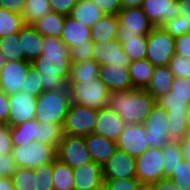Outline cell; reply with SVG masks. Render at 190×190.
<instances>
[{"mask_svg": "<svg viewBox=\"0 0 190 190\" xmlns=\"http://www.w3.org/2000/svg\"><path fill=\"white\" fill-rule=\"evenodd\" d=\"M32 65L41 77L43 91H58L67 87L72 63L69 48L60 38L43 36L42 54Z\"/></svg>", "mask_w": 190, "mask_h": 190, "instance_id": "6da1fadb", "label": "cell"}, {"mask_svg": "<svg viewBox=\"0 0 190 190\" xmlns=\"http://www.w3.org/2000/svg\"><path fill=\"white\" fill-rule=\"evenodd\" d=\"M156 99L145 89L110 92L108 108L117 113L126 125L144 124Z\"/></svg>", "mask_w": 190, "mask_h": 190, "instance_id": "7a4b0ae2", "label": "cell"}, {"mask_svg": "<svg viewBox=\"0 0 190 190\" xmlns=\"http://www.w3.org/2000/svg\"><path fill=\"white\" fill-rule=\"evenodd\" d=\"M72 104L101 110L108 107L110 91L99 77L67 82Z\"/></svg>", "mask_w": 190, "mask_h": 190, "instance_id": "3957f363", "label": "cell"}, {"mask_svg": "<svg viewBox=\"0 0 190 190\" xmlns=\"http://www.w3.org/2000/svg\"><path fill=\"white\" fill-rule=\"evenodd\" d=\"M70 104L68 87L58 91H43L37 96L35 119L63 126Z\"/></svg>", "mask_w": 190, "mask_h": 190, "instance_id": "277c9868", "label": "cell"}, {"mask_svg": "<svg viewBox=\"0 0 190 190\" xmlns=\"http://www.w3.org/2000/svg\"><path fill=\"white\" fill-rule=\"evenodd\" d=\"M11 156L18 168L34 169L56 159V149L38 141H31L30 144L12 146Z\"/></svg>", "mask_w": 190, "mask_h": 190, "instance_id": "5b68a950", "label": "cell"}, {"mask_svg": "<svg viewBox=\"0 0 190 190\" xmlns=\"http://www.w3.org/2000/svg\"><path fill=\"white\" fill-rule=\"evenodd\" d=\"M175 54V37L161 26L153 27L147 35L146 59L156 66H167Z\"/></svg>", "mask_w": 190, "mask_h": 190, "instance_id": "8992f818", "label": "cell"}, {"mask_svg": "<svg viewBox=\"0 0 190 190\" xmlns=\"http://www.w3.org/2000/svg\"><path fill=\"white\" fill-rule=\"evenodd\" d=\"M98 110L78 104H70L65 116L63 134L84 137L94 133Z\"/></svg>", "mask_w": 190, "mask_h": 190, "instance_id": "52a82bcc", "label": "cell"}, {"mask_svg": "<svg viewBox=\"0 0 190 190\" xmlns=\"http://www.w3.org/2000/svg\"><path fill=\"white\" fill-rule=\"evenodd\" d=\"M164 157L159 148H149L136 158V178L149 185L164 178Z\"/></svg>", "mask_w": 190, "mask_h": 190, "instance_id": "ba28073f", "label": "cell"}, {"mask_svg": "<svg viewBox=\"0 0 190 190\" xmlns=\"http://www.w3.org/2000/svg\"><path fill=\"white\" fill-rule=\"evenodd\" d=\"M56 158L72 169L93 162L87 150L84 138L65 134H63L56 148Z\"/></svg>", "mask_w": 190, "mask_h": 190, "instance_id": "9c48e42d", "label": "cell"}, {"mask_svg": "<svg viewBox=\"0 0 190 190\" xmlns=\"http://www.w3.org/2000/svg\"><path fill=\"white\" fill-rule=\"evenodd\" d=\"M167 119V111L156 103L143 124L148 136L149 148L162 149L170 141Z\"/></svg>", "mask_w": 190, "mask_h": 190, "instance_id": "30bf717a", "label": "cell"}, {"mask_svg": "<svg viewBox=\"0 0 190 190\" xmlns=\"http://www.w3.org/2000/svg\"><path fill=\"white\" fill-rule=\"evenodd\" d=\"M117 17L119 20L117 38H123V35H148L153 28L141 7L122 8Z\"/></svg>", "mask_w": 190, "mask_h": 190, "instance_id": "8fae6325", "label": "cell"}, {"mask_svg": "<svg viewBox=\"0 0 190 190\" xmlns=\"http://www.w3.org/2000/svg\"><path fill=\"white\" fill-rule=\"evenodd\" d=\"M32 62L6 61L0 69V90L10 96L24 90V80Z\"/></svg>", "mask_w": 190, "mask_h": 190, "instance_id": "7c38bea8", "label": "cell"}, {"mask_svg": "<svg viewBox=\"0 0 190 190\" xmlns=\"http://www.w3.org/2000/svg\"><path fill=\"white\" fill-rule=\"evenodd\" d=\"M147 137L143 124L126 125L116 141L117 149L136 159L149 149Z\"/></svg>", "mask_w": 190, "mask_h": 190, "instance_id": "4fadbf2b", "label": "cell"}, {"mask_svg": "<svg viewBox=\"0 0 190 190\" xmlns=\"http://www.w3.org/2000/svg\"><path fill=\"white\" fill-rule=\"evenodd\" d=\"M9 116L7 125L17 126L25 121L35 119L37 97L28 93L16 92L8 96Z\"/></svg>", "mask_w": 190, "mask_h": 190, "instance_id": "5bb4252c", "label": "cell"}, {"mask_svg": "<svg viewBox=\"0 0 190 190\" xmlns=\"http://www.w3.org/2000/svg\"><path fill=\"white\" fill-rule=\"evenodd\" d=\"M102 170L103 180L136 178V159L117 149Z\"/></svg>", "mask_w": 190, "mask_h": 190, "instance_id": "9a60e30c", "label": "cell"}, {"mask_svg": "<svg viewBox=\"0 0 190 190\" xmlns=\"http://www.w3.org/2000/svg\"><path fill=\"white\" fill-rule=\"evenodd\" d=\"M141 9L153 27L179 16L178 0H144Z\"/></svg>", "mask_w": 190, "mask_h": 190, "instance_id": "2e32d148", "label": "cell"}, {"mask_svg": "<svg viewBox=\"0 0 190 190\" xmlns=\"http://www.w3.org/2000/svg\"><path fill=\"white\" fill-rule=\"evenodd\" d=\"M92 59L100 65H130L119 40L93 43Z\"/></svg>", "mask_w": 190, "mask_h": 190, "instance_id": "e0dca14e", "label": "cell"}, {"mask_svg": "<svg viewBox=\"0 0 190 190\" xmlns=\"http://www.w3.org/2000/svg\"><path fill=\"white\" fill-rule=\"evenodd\" d=\"M129 65H100L98 77L110 92L134 89L129 74Z\"/></svg>", "mask_w": 190, "mask_h": 190, "instance_id": "ac0fdd59", "label": "cell"}, {"mask_svg": "<svg viewBox=\"0 0 190 190\" xmlns=\"http://www.w3.org/2000/svg\"><path fill=\"white\" fill-rule=\"evenodd\" d=\"M125 126L124 120L107 107L98 110L94 133L116 142Z\"/></svg>", "mask_w": 190, "mask_h": 190, "instance_id": "d6986e66", "label": "cell"}, {"mask_svg": "<svg viewBox=\"0 0 190 190\" xmlns=\"http://www.w3.org/2000/svg\"><path fill=\"white\" fill-rule=\"evenodd\" d=\"M73 176L74 190H93L104 182L102 165L95 162L73 168Z\"/></svg>", "mask_w": 190, "mask_h": 190, "instance_id": "ffe728a7", "label": "cell"}, {"mask_svg": "<svg viewBox=\"0 0 190 190\" xmlns=\"http://www.w3.org/2000/svg\"><path fill=\"white\" fill-rule=\"evenodd\" d=\"M93 162L104 165L117 151L116 142L92 133L83 137Z\"/></svg>", "mask_w": 190, "mask_h": 190, "instance_id": "44dd1931", "label": "cell"}, {"mask_svg": "<svg viewBox=\"0 0 190 190\" xmlns=\"http://www.w3.org/2000/svg\"><path fill=\"white\" fill-rule=\"evenodd\" d=\"M18 40L27 61L33 62L42 54L43 36L33 25L24 24L18 32Z\"/></svg>", "mask_w": 190, "mask_h": 190, "instance_id": "7402d4cb", "label": "cell"}, {"mask_svg": "<svg viewBox=\"0 0 190 190\" xmlns=\"http://www.w3.org/2000/svg\"><path fill=\"white\" fill-rule=\"evenodd\" d=\"M60 39L70 49L77 44L93 43L91 40V28L82 25L81 22L66 16Z\"/></svg>", "mask_w": 190, "mask_h": 190, "instance_id": "603a6c76", "label": "cell"}, {"mask_svg": "<svg viewBox=\"0 0 190 190\" xmlns=\"http://www.w3.org/2000/svg\"><path fill=\"white\" fill-rule=\"evenodd\" d=\"M175 76L170 71L169 66H156L151 76L150 82L145 88L155 99L171 91Z\"/></svg>", "mask_w": 190, "mask_h": 190, "instance_id": "cb8c5ba5", "label": "cell"}, {"mask_svg": "<svg viewBox=\"0 0 190 190\" xmlns=\"http://www.w3.org/2000/svg\"><path fill=\"white\" fill-rule=\"evenodd\" d=\"M119 29L117 15H104L91 27V40L93 43L115 41Z\"/></svg>", "mask_w": 190, "mask_h": 190, "instance_id": "d4e9b609", "label": "cell"}, {"mask_svg": "<svg viewBox=\"0 0 190 190\" xmlns=\"http://www.w3.org/2000/svg\"><path fill=\"white\" fill-rule=\"evenodd\" d=\"M69 16L81 22L82 25L91 28L104 16V14L93 2L89 0H79L73 7Z\"/></svg>", "mask_w": 190, "mask_h": 190, "instance_id": "484cf974", "label": "cell"}, {"mask_svg": "<svg viewBox=\"0 0 190 190\" xmlns=\"http://www.w3.org/2000/svg\"><path fill=\"white\" fill-rule=\"evenodd\" d=\"M66 15L50 12L33 24L41 36L60 38Z\"/></svg>", "mask_w": 190, "mask_h": 190, "instance_id": "4316f807", "label": "cell"}, {"mask_svg": "<svg viewBox=\"0 0 190 190\" xmlns=\"http://www.w3.org/2000/svg\"><path fill=\"white\" fill-rule=\"evenodd\" d=\"M117 40L122 43L123 50L131 62L146 59L147 35H123V38Z\"/></svg>", "mask_w": 190, "mask_h": 190, "instance_id": "83f0119b", "label": "cell"}, {"mask_svg": "<svg viewBox=\"0 0 190 190\" xmlns=\"http://www.w3.org/2000/svg\"><path fill=\"white\" fill-rule=\"evenodd\" d=\"M12 146L30 144L31 141H38V121L31 119L17 126L10 127Z\"/></svg>", "mask_w": 190, "mask_h": 190, "instance_id": "f1b7e54d", "label": "cell"}, {"mask_svg": "<svg viewBox=\"0 0 190 190\" xmlns=\"http://www.w3.org/2000/svg\"><path fill=\"white\" fill-rule=\"evenodd\" d=\"M134 89H145L150 82L155 66L147 59L132 61L128 66Z\"/></svg>", "mask_w": 190, "mask_h": 190, "instance_id": "f546056e", "label": "cell"}, {"mask_svg": "<svg viewBox=\"0 0 190 190\" xmlns=\"http://www.w3.org/2000/svg\"><path fill=\"white\" fill-rule=\"evenodd\" d=\"M167 123L169 125V139L181 141L188 135L187 110H167Z\"/></svg>", "mask_w": 190, "mask_h": 190, "instance_id": "4dcf8cb0", "label": "cell"}, {"mask_svg": "<svg viewBox=\"0 0 190 190\" xmlns=\"http://www.w3.org/2000/svg\"><path fill=\"white\" fill-rule=\"evenodd\" d=\"M161 150L164 157V177H169L184 160L180 141L170 140Z\"/></svg>", "mask_w": 190, "mask_h": 190, "instance_id": "1f68e13d", "label": "cell"}, {"mask_svg": "<svg viewBox=\"0 0 190 190\" xmlns=\"http://www.w3.org/2000/svg\"><path fill=\"white\" fill-rule=\"evenodd\" d=\"M53 187L54 190H74L73 169L57 158L54 160Z\"/></svg>", "mask_w": 190, "mask_h": 190, "instance_id": "d6a6232c", "label": "cell"}, {"mask_svg": "<svg viewBox=\"0 0 190 190\" xmlns=\"http://www.w3.org/2000/svg\"><path fill=\"white\" fill-rule=\"evenodd\" d=\"M50 12L49 0H25L21 16L24 24L33 25Z\"/></svg>", "mask_w": 190, "mask_h": 190, "instance_id": "836d02e7", "label": "cell"}, {"mask_svg": "<svg viewBox=\"0 0 190 190\" xmlns=\"http://www.w3.org/2000/svg\"><path fill=\"white\" fill-rule=\"evenodd\" d=\"M0 54L5 58V61H27L21 51L18 34L0 38Z\"/></svg>", "mask_w": 190, "mask_h": 190, "instance_id": "e575fe53", "label": "cell"}, {"mask_svg": "<svg viewBox=\"0 0 190 190\" xmlns=\"http://www.w3.org/2000/svg\"><path fill=\"white\" fill-rule=\"evenodd\" d=\"M23 25L24 23L20 14L0 8V38L18 34Z\"/></svg>", "mask_w": 190, "mask_h": 190, "instance_id": "d590c367", "label": "cell"}, {"mask_svg": "<svg viewBox=\"0 0 190 190\" xmlns=\"http://www.w3.org/2000/svg\"><path fill=\"white\" fill-rule=\"evenodd\" d=\"M100 64L93 59L74 63L71 66L70 76L67 82H77L81 79L97 78L99 74Z\"/></svg>", "mask_w": 190, "mask_h": 190, "instance_id": "8d00e7d4", "label": "cell"}, {"mask_svg": "<svg viewBox=\"0 0 190 190\" xmlns=\"http://www.w3.org/2000/svg\"><path fill=\"white\" fill-rule=\"evenodd\" d=\"M62 137V125L38 122V142L49 144L56 149Z\"/></svg>", "mask_w": 190, "mask_h": 190, "instance_id": "74e56055", "label": "cell"}, {"mask_svg": "<svg viewBox=\"0 0 190 190\" xmlns=\"http://www.w3.org/2000/svg\"><path fill=\"white\" fill-rule=\"evenodd\" d=\"M54 161L41 164L33 169L35 190H54L53 187Z\"/></svg>", "mask_w": 190, "mask_h": 190, "instance_id": "f35d334b", "label": "cell"}, {"mask_svg": "<svg viewBox=\"0 0 190 190\" xmlns=\"http://www.w3.org/2000/svg\"><path fill=\"white\" fill-rule=\"evenodd\" d=\"M14 190H35V176L33 169L17 168L11 176Z\"/></svg>", "mask_w": 190, "mask_h": 190, "instance_id": "ab89813d", "label": "cell"}, {"mask_svg": "<svg viewBox=\"0 0 190 190\" xmlns=\"http://www.w3.org/2000/svg\"><path fill=\"white\" fill-rule=\"evenodd\" d=\"M168 178L178 190H190V162L184 159Z\"/></svg>", "mask_w": 190, "mask_h": 190, "instance_id": "60d3db41", "label": "cell"}, {"mask_svg": "<svg viewBox=\"0 0 190 190\" xmlns=\"http://www.w3.org/2000/svg\"><path fill=\"white\" fill-rule=\"evenodd\" d=\"M161 27L176 38L190 32V20L177 16L164 22Z\"/></svg>", "mask_w": 190, "mask_h": 190, "instance_id": "b9f144b4", "label": "cell"}, {"mask_svg": "<svg viewBox=\"0 0 190 190\" xmlns=\"http://www.w3.org/2000/svg\"><path fill=\"white\" fill-rule=\"evenodd\" d=\"M20 92L24 94L28 93L36 97L43 92L41 77L33 65L30 66L27 76L24 80V90H20Z\"/></svg>", "mask_w": 190, "mask_h": 190, "instance_id": "7bdbcfd3", "label": "cell"}, {"mask_svg": "<svg viewBox=\"0 0 190 190\" xmlns=\"http://www.w3.org/2000/svg\"><path fill=\"white\" fill-rule=\"evenodd\" d=\"M168 66L175 77L190 78V57L175 53L169 60Z\"/></svg>", "mask_w": 190, "mask_h": 190, "instance_id": "ee69618b", "label": "cell"}, {"mask_svg": "<svg viewBox=\"0 0 190 190\" xmlns=\"http://www.w3.org/2000/svg\"><path fill=\"white\" fill-rule=\"evenodd\" d=\"M168 97H178L185 100L187 105L190 104V78L175 77L171 91L168 92Z\"/></svg>", "mask_w": 190, "mask_h": 190, "instance_id": "f6af8a7d", "label": "cell"}, {"mask_svg": "<svg viewBox=\"0 0 190 190\" xmlns=\"http://www.w3.org/2000/svg\"><path fill=\"white\" fill-rule=\"evenodd\" d=\"M93 43L77 44L69 49L71 63L85 62L92 59Z\"/></svg>", "mask_w": 190, "mask_h": 190, "instance_id": "bcb514c9", "label": "cell"}, {"mask_svg": "<svg viewBox=\"0 0 190 190\" xmlns=\"http://www.w3.org/2000/svg\"><path fill=\"white\" fill-rule=\"evenodd\" d=\"M109 190H138L142 184L137 178L104 180Z\"/></svg>", "mask_w": 190, "mask_h": 190, "instance_id": "7dc6e473", "label": "cell"}, {"mask_svg": "<svg viewBox=\"0 0 190 190\" xmlns=\"http://www.w3.org/2000/svg\"><path fill=\"white\" fill-rule=\"evenodd\" d=\"M156 103L160 105L164 110H187V104L185 100L178 97H168L167 94H163L156 99Z\"/></svg>", "mask_w": 190, "mask_h": 190, "instance_id": "c3c4849f", "label": "cell"}, {"mask_svg": "<svg viewBox=\"0 0 190 190\" xmlns=\"http://www.w3.org/2000/svg\"><path fill=\"white\" fill-rule=\"evenodd\" d=\"M93 2L104 15H117L122 9L121 0H89Z\"/></svg>", "mask_w": 190, "mask_h": 190, "instance_id": "681fc988", "label": "cell"}, {"mask_svg": "<svg viewBox=\"0 0 190 190\" xmlns=\"http://www.w3.org/2000/svg\"><path fill=\"white\" fill-rule=\"evenodd\" d=\"M79 0H49L51 12L70 15L73 7Z\"/></svg>", "mask_w": 190, "mask_h": 190, "instance_id": "f907efd6", "label": "cell"}, {"mask_svg": "<svg viewBox=\"0 0 190 190\" xmlns=\"http://www.w3.org/2000/svg\"><path fill=\"white\" fill-rule=\"evenodd\" d=\"M11 150L10 127L7 124H0V156L11 154Z\"/></svg>", "mask_w": 190, "mask_h": 190, "instance_id": "816d5d0a", "label": "cell"}, {"mask_svg": "<svg viewBox=\"0 0 190 190\" xmlns=\"http://www.w3.org/2000/svg\"><path fill=\"white\" fill-rule=\"evenodd\" d=\"M17 168L11 154L0 156V178H11Z\"/></svg>", "mask_w": 190, "mask_h": 190, "instance_id": "f5cc1de1", "label": "cell"}, {"mask_svg": "<svg viewBox=\"0 0 190 190\" xmlns=\"http://www.w3.org/2000/svg\"><path fill=\"white\" fill-rule=\"evenodd\" d=\"M175 53L190 57V32L175 38Z\"/></svg>", "mask_w": 190, "mask_h": 190, "instance_id": "db71d44e", "label": "cell"}, {"mask_svg": "<svg viewBox=\"0 0 190 190\" xmlns=\"http://www.w3.org/2000/svg\"><path fill=\"white\" fill-rule=\"evenodd\" d=\"M25 0H0V8L7 9L16 14H22Z\"/></svg>", "mask_w": 190, "mask_h": 190, "instance_id": "11a10c76", "label": "cell"}, {"mask_svg": "<svg viewBox=\"0 0 190 190\" xmlns=\"http://www.w3.org/2000/svg\"><path fill=\"white\" fill-rule=\"evenodd\" d=\"M9 116L8 95L0 90V124H6Z\"/></svg>", "mask_w": 190, "mask_h": 190, "instance_id": "9f6ffc18", "label": "cell"}, {"mask_svg": "<svg viewBox=\"0 0 190 190\" xmlns=\"http://www.w3.org/2000/svg\"><path fill=\"white\" fill-rule=\"evenodd\" d=\"M148 187L150 190H178L173 181L168 177H164L157 182L151 183Z\"/></svg>", "mask_w": 190, "mask_h": 190, "instance_id": "6f0895ef", "label": "cell"}, {"mask_svg": "<svg viewBox=\"0 0 190 190\" xmlns=\"http://www.w3.org/2000/svg\"><path fill=\"white\" fill-rule=\"evenodd\" d=\"M179 16L190 20V0H178Z\"/></svg>", "mask_w": 190, "mask_h": 190, "instance_id": "680465c9", "label": "cell"}, {"mask_svg": "<svg viewBox=\"0 0 190 190\" xmlns=\"http://www.w3.org/2000/svg\"><path fill=\"white\" fill-rule=\"evenodd\" d=\"M184 159L190 162V135L188 134L180 141Z\"/></svg>", "mask_w": 190, "mask_h": 190, "instance_id": "91938a15", "label": "cell"}, {"mask_svg": "<svg viewBox=\"0 0 190 190\" xmlns=\"http://www.w3.org/2000/svg\"><path fill=\"white\" fill-rule=\"evenodd\" d=\"M0 190H14L11 178H0Z\"/></svg>", "mask_w": 190, "mask_h": 190, "instance_id": "94428289", "label": "cell"}, {"mask_svg": "<svg viewBox=\"0 0 190 190\" xmlns=\"http://www.w3.org/2000/svg\"><path fill=\"white\" fill-rule=\"evenodd\" d=\"M144 0H121L122 8L125 7H141Z\"/></svg>", "mask_w": 190, "mask_h": 190, "instance_id": "6125c7cd", "label": "cell"}, {"mask_svg": "<svg viewBox=\"0 0 190 190\" xmlns=\"http://www.w3.org/2000/svg\"><path fill=\"white\" fill-rule=\"evenodd\" d=\"M187 129L188 134L190 135V104L187 106Z\"/></svg>", "mask_w": 190, "mask_h": 190, "instance_id": "be15d7a7", "label": "cell"}, {"mask_svg": "<svg viewBox=\"0 0 190 190\" xmlns=\"http://www.w3.org/2000/svg\"><path fill=\"white\" fill-rule=\"evenodd\" d=\"M93 190H109L107 184L105 182L101 183L98 187L94 188Z\"/></svg>", "mask_w": 190, "mask_h": 190, "instance_id": "e7e4bbea", "label": "cell"}, {"mask_svg": "<svg viewBox=\"0 0 190 190\" xmlns=\"http://www.w3.org/2000/svg\"><path fill=\"white\" fill-rule=\"evenodd\" d=\"M5 62V58L0 54V69L4 66Z\"/></svg>", "mask_w": 190, "mask_h": 190, "instance_id": "03108f58", "label": "cell"}, {"mask_svg": "<svg viewBox=\"0 0 190 190\" xmlns=\"http://www.w3.org/2000/svg\"><path fill=\"white\" fill-rule=\"evenodd\" d=\"M138 190H150L148 185H142Z\"/></svg>", "mask_w": 190, "mask_h": 190, "instance_id": "003e7915", "label": "cell"}]
</instances>
